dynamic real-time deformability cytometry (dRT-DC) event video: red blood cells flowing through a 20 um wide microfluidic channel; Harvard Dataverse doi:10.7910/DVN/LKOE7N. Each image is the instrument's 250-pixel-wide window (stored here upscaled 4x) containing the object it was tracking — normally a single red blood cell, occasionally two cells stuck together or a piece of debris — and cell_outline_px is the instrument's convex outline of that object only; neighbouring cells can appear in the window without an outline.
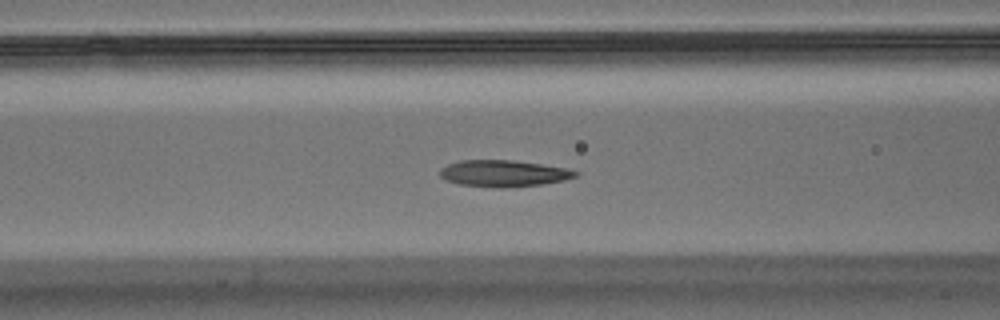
{"species": "Egyptian fruit bat (a non-hibernating species)", "species_latin": "Rousettus aegyptiacus", "temperature_condition": "warm", "stored_images_in_passage": 57, "camera_frame_rate_fps": 3000, "um_per_image_px": 0.085, "animal": {"sex": "male"}, "frame": {"image": 1, "passage_image": 22, "time_ms": 7.0, "image_size_px": [1000, 320], "cell_outline_px": [[580, 176], [564, 180], [540, 184], [508, 188], [496, 188], [460, 184], [444, 180], [440, 176], [440, 168], [448, 164], [460, 160], [512, 160], [568, 168], [580, 172]], "centroid_in_image_um": [42.82, 14.74], "position_along_channel_um": 123.8, "area_um2": 21.15}}
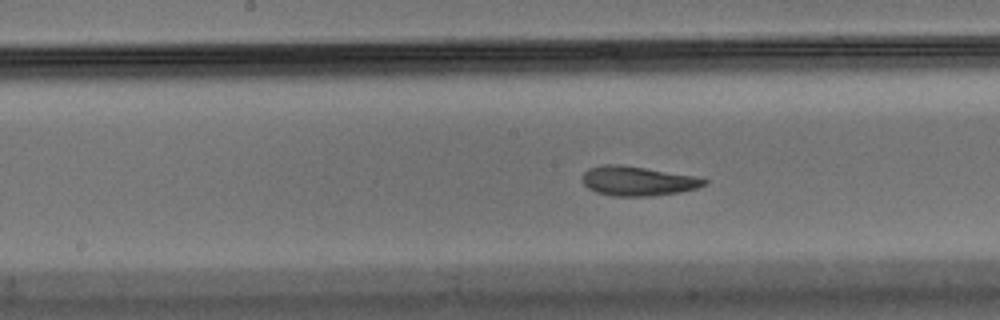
{"frame": {"image": 2, "passage_image": 28, "time_ms": 9.0, "image_size_px": [1000, 320], "cell_outline_px": [[708, 184], [696, 188], [680, 192], [652, 196], [612, 196], [596, 192], [588, 188], [580, 180], [584, 172], [588, 168], [604, 164], [616, 164], [644, 168], [696, 176], [708, 180]], "centroid_in_image_um": [54.18, 15.39], "position_along_channel_um": 194.0, "area_um2": 20.98}}
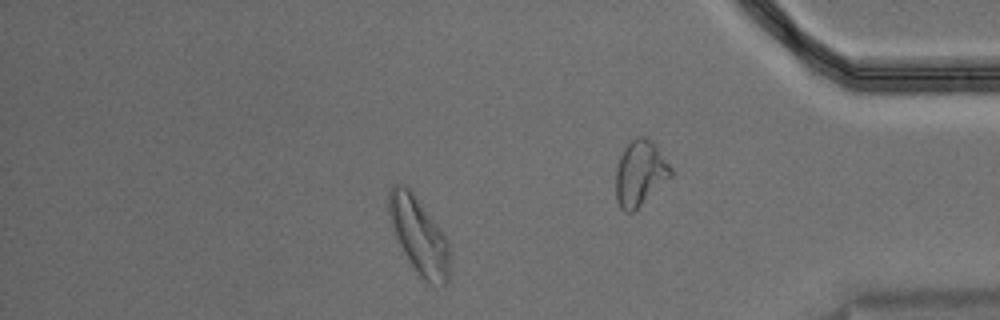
{"frame": {"image": 3, "passage_image": 49, "time_ms": 16.0, "image_size_px": [1000, 320], "cell_outline_px": [[448, 280], [444, 284], [432, 284], [424, 280], [420, 276], [404, 252], [396, 236], [388, 212], [388, 192], [392, 184], [404, 184], [416, 196], [444, 232], [448, 240]], "centroid_in_image_um": [35.6, 19.97], "position_along_channel_um": 399.6, "area_um2": 26.7}, "authors_computed_cell_mechanics": {"area_um2": 21.1548, "velocity_mm_per_s": 3.5067, "shape_relaxation_time_tau1_ms": 8.8885, "shape_relaxation_time_tau2_ms": 1.6508, "deformation_change_tau1": 0.2295, "deformation_change_tau2": 0.0867}}